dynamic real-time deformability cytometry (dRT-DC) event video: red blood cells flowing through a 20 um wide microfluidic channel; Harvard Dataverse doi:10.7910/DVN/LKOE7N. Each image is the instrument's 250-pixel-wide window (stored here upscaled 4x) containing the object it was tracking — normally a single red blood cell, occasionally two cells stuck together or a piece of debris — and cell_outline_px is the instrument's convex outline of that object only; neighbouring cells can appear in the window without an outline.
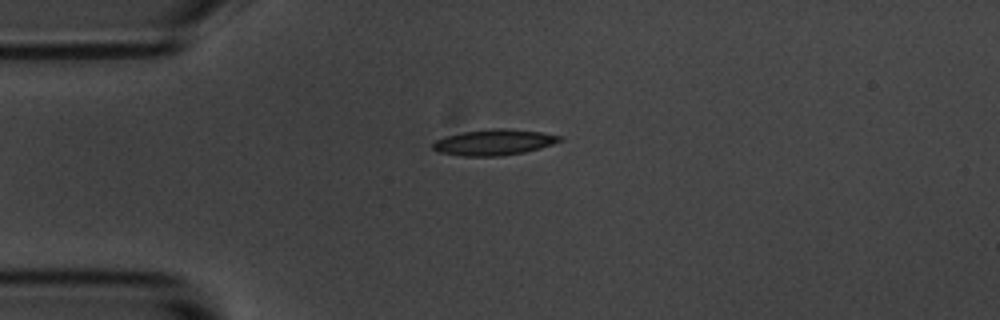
{"species": "common noctule bat (a hibernating species)", "species_latin": "Nyctalus noctula", "temperature_condition": "room temperature", "stored_images_in_passage": 4, "camera_frame_rate_fps": 3000, "um_per_image_px": 0.085, "animal": {"sex": "male", "body_mass_g": 20.1, "forearm_length_mm": 53.5}, "frame": {"image": 1, "passage_image": 1, "time_ms": 0.0, "image_size_px": [1000, 320], "cell_outline_px": [[564, 140], [540, 148], [524, 152], [500, 156], [464, 156], [440, 152], [432, 148], [432, 144], [436, 140], [444, 136], [464, 132], [492, 128], [504, 128], [540, 132], [564, 136]], "centroid_in_image_um": [42.01, 12.09], "position_along_channel_um": 43.0, "area_um2": 19.07}}
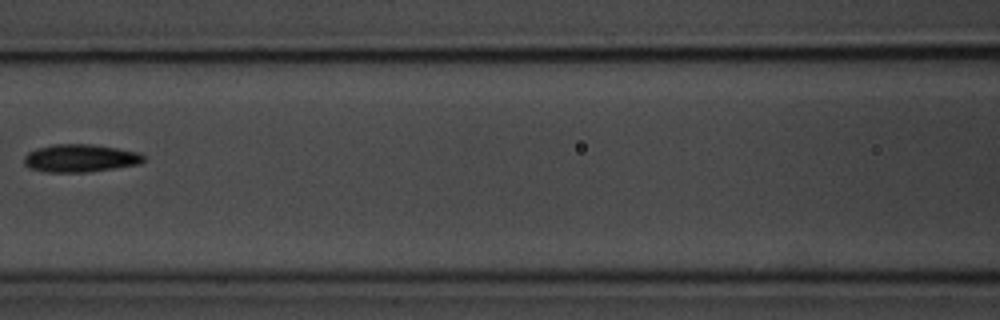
{"frame": {"image": 2, "passage_image": 4, "time_ms": 1.0, "image_size_px": [1000, 320], "cell_outline_px": [[144, 160], [140, 164], [88, 172], [44, 172], [28, 168], [24, 164], [24, 156], [28, 152], [36, 148], [52, 144], [88, 144], [116, 148], [136, 152], [144, 156]], "centroid_in_image_um": [6.76, 13.45], "position_along_channel_um": 159.8, "area_um2": 19.36}}